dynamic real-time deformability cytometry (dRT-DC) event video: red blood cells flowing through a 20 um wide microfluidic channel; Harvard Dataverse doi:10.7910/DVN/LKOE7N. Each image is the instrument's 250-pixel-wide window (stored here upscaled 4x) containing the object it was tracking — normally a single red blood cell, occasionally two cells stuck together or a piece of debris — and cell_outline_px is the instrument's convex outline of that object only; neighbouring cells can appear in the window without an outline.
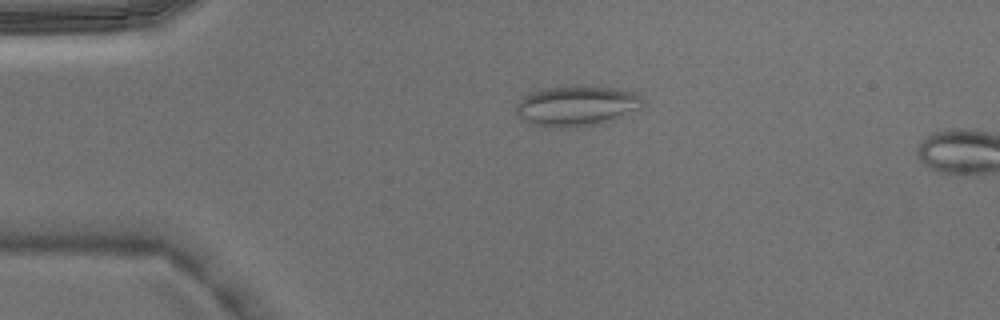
{"species": "Egyptian fruit bat (a non-hibernating species)", "species_latin": "Rousettus aegyptiacus", "temperature_condition": "warm", "stored_images_in_passage": 3, "camera_frame_rate_fps": 3000, "um_per_image_px": 0.085, "animal": {"sex": "male"}, "frame": {"image": 1, "passage_image": 2, "time_ms": 0.333, "image_size_px": [1000, 320], "cell_outline_px": [[644, 108], [612, 120], [600, 124], [572, 128], [560, 128], [532, 124], [520, 116], [516, 112], [516, 104], [524, 96], [532, 92], [548, 88], [612, 88], [636, 92], [644, 100]], "centroid_in_image_um": [49.08, 9.04], "position_along_channel_um": 35.9, "area_um2": 29.25}}